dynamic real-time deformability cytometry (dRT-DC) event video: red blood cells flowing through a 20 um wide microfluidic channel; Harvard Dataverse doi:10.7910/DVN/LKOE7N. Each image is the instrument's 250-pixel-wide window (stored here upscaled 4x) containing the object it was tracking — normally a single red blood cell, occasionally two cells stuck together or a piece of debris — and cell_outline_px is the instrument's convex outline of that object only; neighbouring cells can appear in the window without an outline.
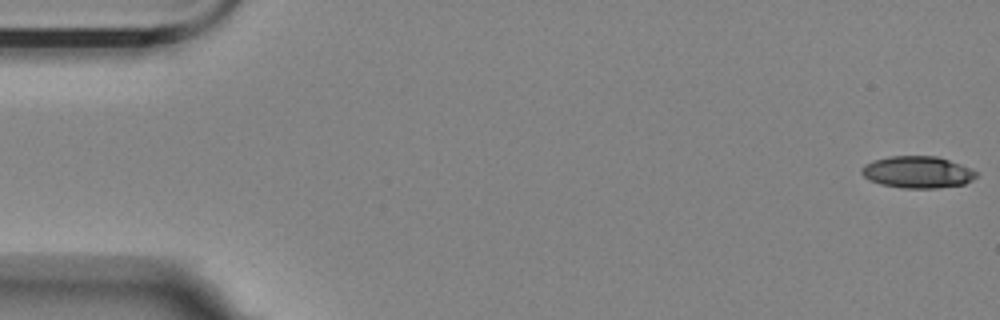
{"species": "Egyptian fruit bat (a non-hibernating species)", "species_latin": "Rousettus aegyptiacus", "temperature_condition": "room temperature", "stored_images_in_passage": 47, "camera_frame_rate_fps": 3000, "um_per_image_px": 0.085, "animal": {"sex": "female"}, "frame": {"image": 1, "passage_image": 1, "time_ms": 0.0, "image_size_px": [1000, 320], "cell_outline_px": [[976, 176], [972, 180], [964, 184], [936, 188], [904, 188], [880, 184], [868, 180], [860, 172], [860, 168], [864, 164], [872, 160], [888, 156], [936, 156], [972, 168], [976, 172]], "centroid_in_image_um": [77.94, 14.62], "position_along_channel_um": 7.1, "area_um2": 21.39}}
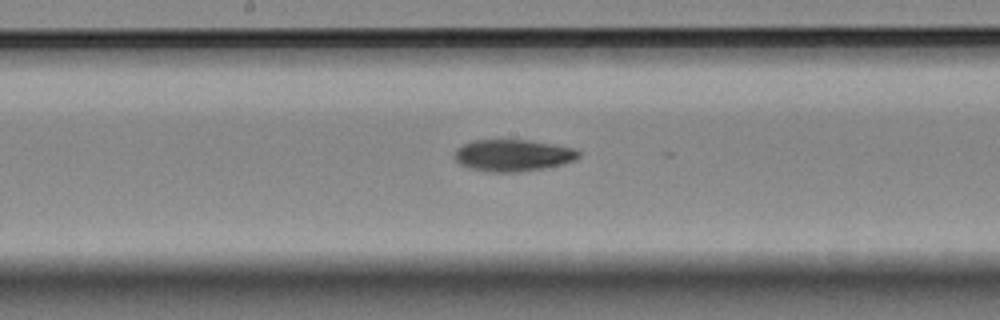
{"frame": {"image": 2, "passage_image": 29, "time_ms": 9.333, "image_size_px": [1000, 320], "cell_outline_px": [[580, 156], [572, 160], [560, 164], [540, 168], [516, 172], [492, 172], [472, 168], [460, 164], [452, 156], [456, 148], [472, 140], [532, 140], [576, 148], [580, 152]], "centroid_in_image_um": [43.57, 13.18], "position_along_channel_um": 204.6, "area_um2": 22.83}}
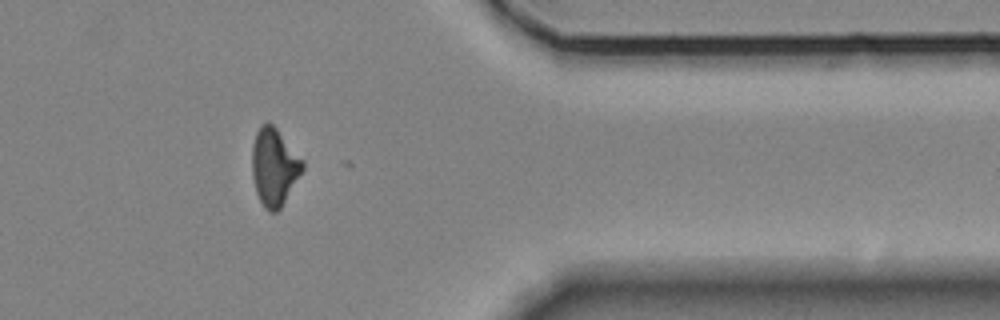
{"frame": {"image": 3, "passage_image": 46, "time_ms": 15.0, "image_size_px": [1000, 320], "cell_outline_px": [[304, 168], [280, 208], [276, 212], [268, 212], [264, 208], [256, 192], [252, 176], [252, 148], [256, 132], [260, 124], [268, 120], [276, 128], [304, 160]], "centroid_in_image_um": [23.29, 14.16], "position_along_channel_um": 388.1, "area_um2": 22.77}, "authors_computed_cell_mechanics": {"area_um2": 22.4842, "velocity_mm_per_s": 3.5574, "shape_relaxation_time_tau1_ms": 9.0423, "shape_relaxation_time_tau2_ms": 10.1518, "deformation_change_tau1": 0.2238, "deformation_change_tau2": 0.1835}}